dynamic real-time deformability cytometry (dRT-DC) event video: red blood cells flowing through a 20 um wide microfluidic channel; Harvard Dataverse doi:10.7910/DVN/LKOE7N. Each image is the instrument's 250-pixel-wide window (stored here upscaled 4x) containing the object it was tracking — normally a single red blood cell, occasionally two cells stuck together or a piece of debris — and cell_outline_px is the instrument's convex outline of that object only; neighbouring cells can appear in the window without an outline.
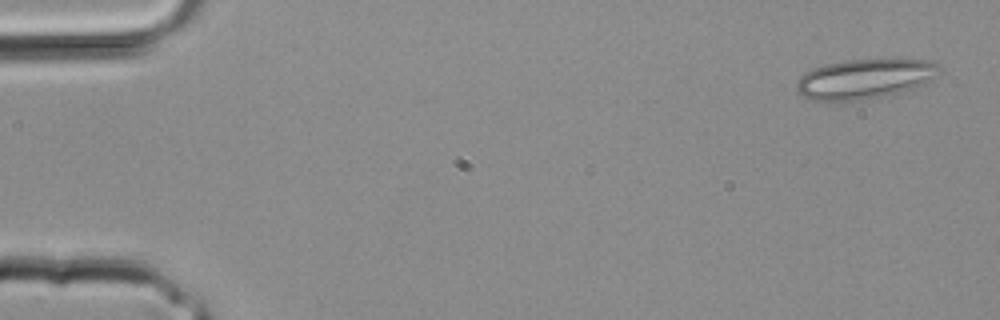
{"species": "common noctule bat (a hibernating species)", "species_latin": "Nyctalus noctula", "temperature_condition": "room temperature", "stored_images_in_passage": 32, "camera_frame_rate_fps": 3000, "um_per_image_px": 0.085, "animal": {"sex": "male", "body_mass_g": 20.4}, "frame": {"image": 1, "passage_image": 1, "time_ms": 0.0, "image_size_px": [1000, 320], "cell_outline_px": [[940, 72], [924, 84], [916, 88], [880, 96], [860, 100], [812, 100], [796, 92], [796, 84], [800, 76], [804, 72], [812, 68], [824, 64], [844, 60], [928, 60], [940, 64]], "centroid_in_image_um": [73.47, 6.69], "position_along_channel_um": 11.5, "area_um2": 32.89}}
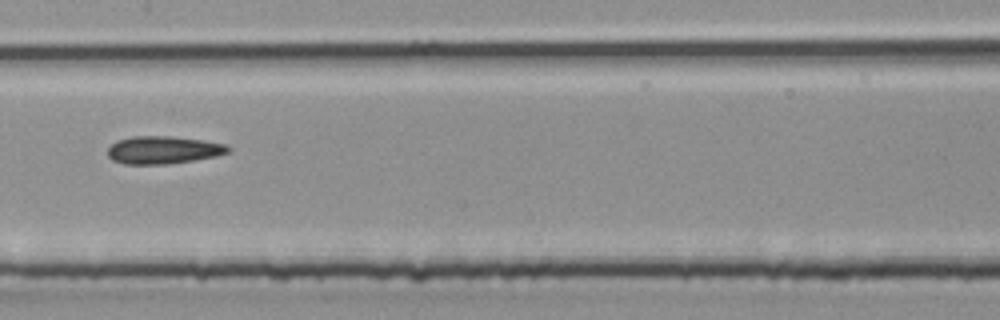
{"frame": {"image": 2, "passage_image": 16, "time_ms": 5.0, "image_size_px": [1000, 320], "cell_outline_px": [[232, 148], [228, 152], [216, 156], [168, 164], [124, 164], [112, 160], [108, 156], [108, 148], [116, 140], [132, 136], [172, 136], [200, 140], [224, 144]], "centroid_in_image_um": [13.83, 12.74], "position_along_channel_um": 193.6, "area_um2": 19.36}}
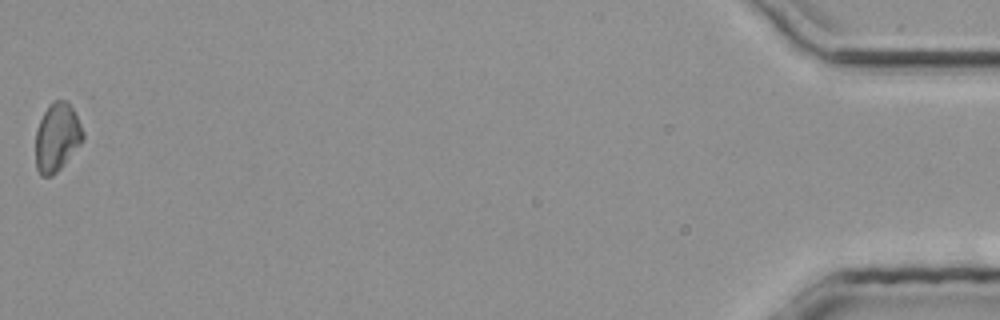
{"frame": {"image": 3, "passage_image": 32, "time_ms": 10.333, "image_size_px": [1000, 320], "cell_outline_px": [[84, 140], [60, 168], [52, 176], [40, 176], [36, 168], [36, 128], [48, 104], [52, 100], [68, 100], [84, 132]], "centroid_in_image_um": [4.83, 11.65], "position_along_channel_um": 430.4, "area_um2": 18.9}}